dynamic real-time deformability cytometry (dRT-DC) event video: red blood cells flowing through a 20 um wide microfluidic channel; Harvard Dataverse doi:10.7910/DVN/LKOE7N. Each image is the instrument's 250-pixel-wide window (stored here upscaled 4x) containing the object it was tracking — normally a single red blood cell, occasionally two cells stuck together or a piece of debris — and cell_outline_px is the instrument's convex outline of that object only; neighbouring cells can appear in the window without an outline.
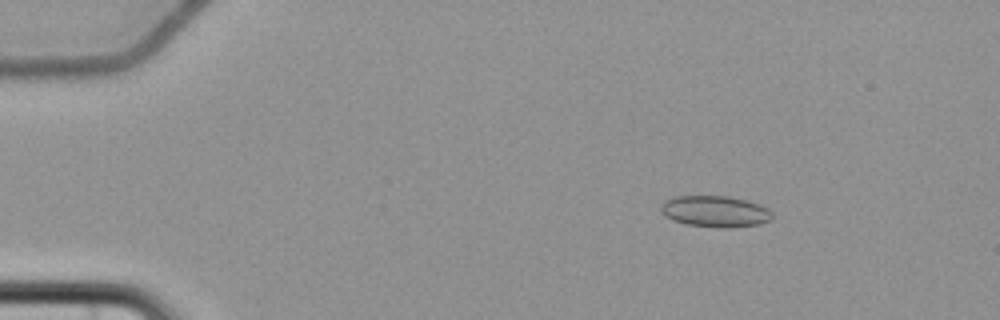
{"species": "common noctule bat (a hibernating species)", "species_latin": "Nyctalus noctula", "temperature_condition": "cold", "stored_images_in_passage": 7, "camera_frame_rate_fps": 3000, "um_per_image_px": 0.085, "animal": {"sex": "female", "body_mass_g": 22.7, "forearm_length_mm": 54.2}, "frame": {"image": 1, "passage_image": 3, "time_ms": 3.0, "image_size_px": [1000, 320], "cell_outline_px": [[772, 220], [760, 224], [728, 228], [720, 228], [688, 224], [672, 220], [660, 208], [660, 204], [664, 200], [676, 196], [728, 196], [748, 200], [760, 204], [768, 208], [772, 212]], "centroid_in_image_um": [60.84, 17.96], "position_along_channel_um": 24.2, "area_um2": 20.4}}
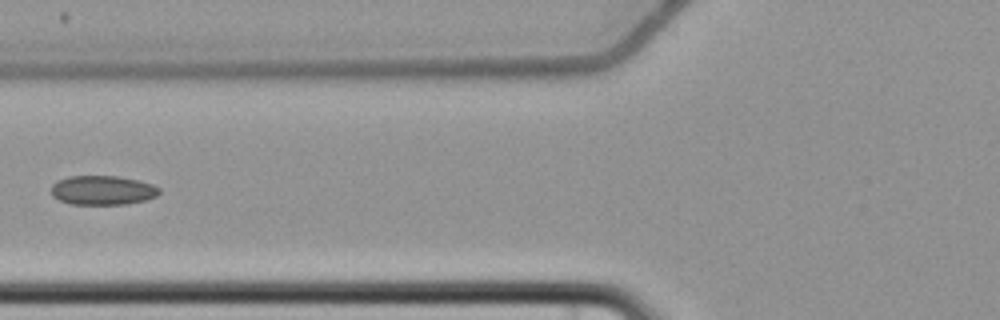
{"frame": {"image": 2, "passage_image": 7, "time_ms": 8.0, "image_size_px": [1000, 320], "cell_outline_px": [[160, 192], [156, 196], [144, 200], [124, 204], [72, 204], [60, 200], [52, 196], [52, 184], [56, 180], [68, 176], [116, 176], [136, 180], [152, 184], [160, 188]], "centroid_in_image_um": [8.69, 16.16], "position_along_channel_um": 117.1, "area_um2": 18.32}}